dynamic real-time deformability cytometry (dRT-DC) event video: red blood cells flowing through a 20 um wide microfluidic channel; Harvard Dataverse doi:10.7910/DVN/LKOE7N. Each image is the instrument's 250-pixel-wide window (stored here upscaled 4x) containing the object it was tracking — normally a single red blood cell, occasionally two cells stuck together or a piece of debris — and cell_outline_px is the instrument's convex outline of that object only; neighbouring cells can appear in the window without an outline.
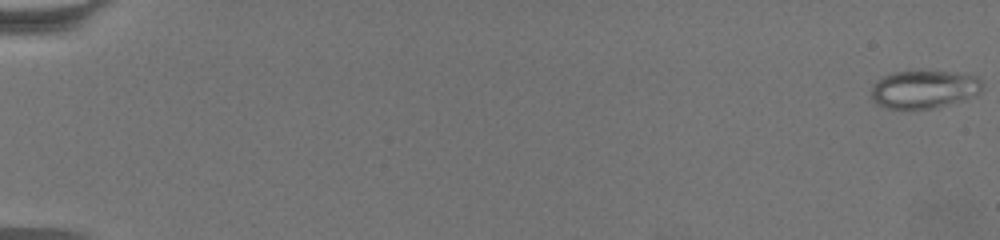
{"species": "common noctule bat (a hibernating species)", "species_latin": "Nyctalus noctula", "temperature_condition": "warm", "stored_images_in_passage": 12, "camera_frame_rate_fps": 3000, "um_per_image_px": 0.085, "animal": {"sex": "female", "body_mass_g": 19.5, "forearm_length_mm": 54.1}, "frame": {"image": 1, "passage_image": 1, "time_ms": 0.0, "image_size_px": [1000, 240], "cell_outline_px": [[984, 88], [980, 92], [964, 100], [936, 108], [888, 108], [876, 104], [872, 100], [872, 84], [884, 76], [892, 72], [920, 68], [952, 72], [976, 76], [984, 84]], "centroid_in_image_um": [78.55, 7.54], "position_along_channel_um": 6.4, "area_um2": 25.32}}